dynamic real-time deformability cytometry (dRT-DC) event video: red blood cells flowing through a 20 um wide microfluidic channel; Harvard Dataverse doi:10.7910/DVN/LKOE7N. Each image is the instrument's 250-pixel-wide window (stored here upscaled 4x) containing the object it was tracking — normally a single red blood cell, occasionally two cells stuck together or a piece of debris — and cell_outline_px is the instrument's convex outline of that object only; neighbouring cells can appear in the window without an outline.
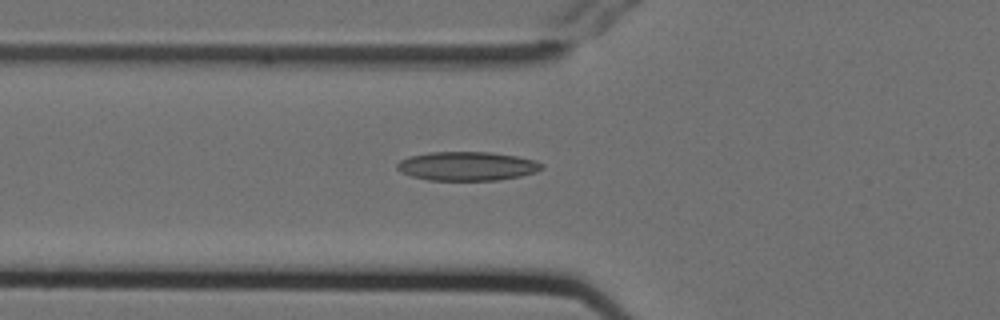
{"species": "Egyptian fruit bat (a non-hibernating species)", "species_latin": "Rousettus aegyptiacus", "temperature_condition": "cold", "stored_images_in_passage": 4, "camera_frame_rate_fps": 3000, "um_per_image_px": 0.085, "animal": {"sex": "female"}, "frame": {"image": 1, "passage_image": 4, "time_ms": 1.0, "image_size_px": [1000, 320], "cell_outline_px": [[544, 168], [536, 172], [520, 176], [496, 180], [428, 180], [412, 176], [400, 172], [396, 168], [396, 164], [400, 160], [408, 156], [428, 152], [492, 152], [516, 156], [536, 160], [544, 164]], "centroid_in_image_um": [39.7, 14.11], "position_along_channel_um": 86.1, "area_um2": 24.57}}